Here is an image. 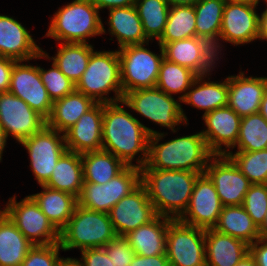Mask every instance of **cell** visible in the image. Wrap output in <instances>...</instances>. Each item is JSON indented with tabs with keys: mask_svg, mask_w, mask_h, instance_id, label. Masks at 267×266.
I'll return each mask as SVG.
<instances>
[{
	"mask_svg": "<svg viewBox=\"0 0 267 266\" xmlns=\"http://www.w3.org/2000/svg\"><path fill=\"white\" fill-rule=\"evenodd\" d=\"M125 106L123 100L103 103L102 150L112 153L126 166L142 168L148 159L149 137L159 132L146 127Z\"/></svg>",
	"mask_w": 267,
	"mask_h": 266,
	"instance_id": "cell-1",
	"label": "cell"
},
{
	"mask_svg": "<svg viewBox=\"0 0 267 266\" xmlns=\"http://www.w3.org/2000/svg\"><path fill=\"white\" fill-rule=\"evenodd\" d=\"M201 173L187 170H160L143 166L141 183L160 216L178 220L186 211L196 179Z\"/></svg>",
	"mask_w": 267,
	"mask_h": 266,
	"instance_id": "cell-2",
	"label": "cell"
},
{
	"mask_svg": "<svg viewBox=\"0 0 267 266\" xmlns=\"http://www.w3.org/2000/svg\"><path fill=\"white\" fill-rule=\"evenodd\" d=\"M166 135L164 132L150 135L145 166L152 169L187 170L203 174L213 154L209 151L201 131L159 144Z\"/></svg>",
	"mask_w": 267,
	"mask_h": 266,
	"instance_id": "cell-3",
	"label": "cell"
},
{
	"mask_svg": "<svg viewBox=\"0 0 267 266\" xmlns=\"http://www.w3.org/2000/svg\"><path fill=\"white\" fill-rule=\"evenodd\" d=\"M99 13L98 8L89 0H73L58 8L43 37H51L61 43L88 44L90 37L106 34Z\"/></svg>",
	"mask_w": 267,
	"mask_h": 266,
	"instance_id": "cell-4",
	"label": "cell"
},
{
	"mask_svg": "<svg viewBox=\"0 0 267 266\" xmlns=\"http://www.w3.org/2000/svg\"><path fill=\"white\" fill-rule=\"evenodd\" d=\"M117 237L109 213L76 205L67 225L60 231L62 251L104 247Z\"/></svg>",
	"mask_w": 267,
	"mask_h": 266,
	"instance_id": "cell-5",
	"label": "cell"
},
{
	"mask_svg": "<svg viewBox=\"0 0 267 266\" xmlns=\"http://www.w3.org/2000/svg\"><path fill=\"white\" fill-rule=\"evenodd\" d=\"M76 91L93 98L97 103L122 101L118 50L93 51L85 72L76 84ZM111 91L115 96H108Z\"/></svg>",
	"mask_w": 267,
	"mask_h": 266,
	"instance_id": "cell-6",
	"label": "cell"
},
{
	"mask_svg": "<svg viewBox=\"0 0 267 266\" xmlns=\"http://www.w3.org/2000/svg\"><path fill=\"white\" fill-rule=\"evenodd\" d=\"M122 100L133 112H137L160 127L170 129L173 133L178 131L179 124L184 123L185 126L189 124L180 104L181 100H176L157 87L126 92Z\"/></svg>",
	"mask_w": 267,
	"mask_h": 266,
	"instance_id": "cell-7",
	"label": "cell"
},
{
	"mask_svg": "<svg viewBox=\"0 0 267 266\" xmlns=\"http://www.w3.org/2000/svg\"><path fill=\"white\" fill-rule=\"evenodd\" d=\"M148 43L128 45L118 49L123 96L136 89L156 87L160 65L164 59L163 49L160 54L151 52L145 46Z\"/></svg>",
	"mask_w": 267,
	"mask_h": 266,
	"instance_id": "cell-8",
	"label": "cell"
},
{
	"mask_svg": "<svg viewBox=\"0 0 267 266\" xmlns=\"http://www.w3.org/2000/svg\"><path fill=\"white\" fill-rule=\"evenodd\" d=\"M141 184V168L126 166L106 184L84 182L77 197V205L86 209L109 213L111 208Z\"/></svg>",
	"mask_w": 267,
	"mask_h": 266,
	"instance_id": "cell-9",
	"label": "cell"
},
{
	"mask_svg": "<svg viewBox=\"0 0 267 266\" xmlns=\"http://www.w3.org/2000/svg\"><path fill=\"white\" fill-rule=\"evenodd\" d=\"M17 196L9 198L3 211L16 227L34 245H48L60 242V232L41 211L39 205L28 195L17 202Z\"/></svg>",
	"mask_w": 267,
	"mask_h": 266,
	"instance_id": "cell-10",
	"label": "cell"
},
{
	"mask_svg": "<svg viewBox=\"0 0 267 266\" xmlns=\"http://www.w3.org/2000/svg\"><path fill=\"white\" fill-rule=\"evenodd\" d=\"M19 144H22L29 154L30 167L38 184L45 185L56 163L67 151L64 133L45 125L39 132Z\"/></svg>",
	"mask_w": 267,
	"mask_h": 266,
	"instance_id": "cell-11",
	"label": "cell"
},
{
	"mask_svg": "<svg viewBox=\"0 0 267 266\" xmlns=\"http://www.w3.org/2000/svg\"><path fill=\"white\" fill-rule=\"evenodd\" d=\"M166 255L170 266H206L205 229L173 220L167 228Z\"/></svg>",
	"mask_w": 267,
	"mask_h": 266,
	"instance_id": "cell-12",
	"label": "cell"
},
{
	"mask_svg": "<svg viewBox=\"0 0 267 266\" xmlns=\"http://www.w3.org/2000/svg\"><path fill=\"white\" fill-rule=\"evenodd\" d=\"M0 125L6 136L18 143L39 132L46 119L21 98L10 92L0 93Z\"/></svg>",
	"mask_w": 267,
	"mask_h": 266,
	"instance_id": "cell-13",
	"label": "cell"
},
{
	"mask_svg": "<svg viewBox=\"0 0 267 266\" xmlns=\"http://www.w3.org/2000/svg\"><path fill=\"white\" fill-rule=\"evenodd\" d=\"M204 173L213 182L223 206L243 204L252 183L227 155H213Z\"/></svg>",
	"mask_w": 267,
	"mask_h": 266,
	"instance_id": "cell-14",
	"label": "cell"
},
{
	"mask_svg": "<svg viewBox=\"0 0 267 266\" xmlns=\"http://www.w3.org/2000/svg\"><path fill=\"white\" fill-rule=\"evenodd\" d=\"M223 205L210 178L200 174L195 181L189 205L180 222L202 229H211L219 220Z\"/></svg>",
	"mask_w": 267,
	"mask_h": 266,
	"instance_id": "cell-15",
	"label": "cell"
},
{
	"mask_svg": "<svg viewBox=\"0 0 267 266\" xmlns=\"http://www.w3.org/2000/svg\"><path fill=\"white\" fill-rule=\"evenodd\" d=\"M109 216L117 236L125 237L134 229L154 220L158 214L141 183L111 208Z\"/></svg>",
	"mask_w": 267,
	"mask_h": 266,
	"instance_id": "cell-16",
	"label": "cell"
},
{
	"mask_svg": "<svg viewBox=\"0 0 267 266\" xmlns=\"http://www.w3.org/2000/svg\"><path fill=\"white\" fill-rule=\"evenodd\" d=\"M16 61L11 72L8 92L21 98L45 119L50 116L53 101L50 98L39 73V66Z\"/></svg>",
	"mask_w": 267,
	"mask_h": 266,
	"instance_id": "cell-17",
	"label": "cell"
},
{
	"mask_svg": "<svg viewBox=\"0 0 267 266\" xmlns=\"http://www.w3.org/2000/svg\"><path fill=\"white\" fill-rule=\"evenodd\" d=\"M162 49L166 60L185 66L197 75L211 74L216 61L219 60L214 46L207 40L196 36L166 43Z\"/></svg>",
	"mask_w": 267,
	"mask_h": 266,
	"instance_id": "cell-18",
	"label": "cell"
},
{
	"mask_svg": "<svg viewBox=\"0 0 267 266\" xmlns=\"http://www.w3.org/2000/svg\"><path fill=\"white\" fill-rule=\"evenodd\" d=\"M255 6L226 1L219 35L221 41L234 46L250 44L258 39L259 14Z\"/></svg>",
	"mask_w": 267,
	"mask_h": 266,
	"instance_id": "cell-19",
	"label": "cell"
},
{
	"mask_svg": "<svg viewBox=\"0 0 267 266\" xmlns=\"http://www.w3.org/2000/svg\"><path fill=\"white\" fill-rule=\"evenodd\" d=\"M202 118L207 129L201 134L213 155H227L235 149L242 117L226 106L203 114Z\"/></svg>",
	"mask_w": 267,
	"mask_h": 266,
	"instance_id": "cell-20",
	"label": "cell"
},
{
	"mask_svg": "<svg viewBox=\"0 0 267 266\" xmlns=\"http://www.w3.org/2000/svg\"><path fill=\"white\" fill-rule=\"evenodd\" d=\"M42 48L18 20L0 14V56L29 62L41 59Z\"/></svg>",
	"mask_w": 267,
	"mask_h": 266,
	"instance_id": "cell-21",
	"label": "cell"
},
{
	"mask_svg": "<svg viewBox=\"0 0 267 266\" xmlns=\"http://www.w3.org/2000/svg\"><path fill=\"white\" fill-rule=\"evenodd\" d=\"M103 103H97L64 132L67 151L84 154L102 150Z\"/></svg>",
	"mask_w": 267,
	"mask_h": 266,
	"instance_id": "cell-22",
	"label": "cell"
},
{
	"mask_svg": "<svg viewBox=\"0 0 267 266\" xmlns=\"http://www.w3.org/2000/svg\"><path fill=\"white\" fill-rule=\"evenodd\" d=\"M267 89V77L238 75L228 76V104L240 117L259 112V107Z\"/></svg>",
	"mask_w": 267,
	"mask_h": 266,
	"instance_id": "cell-23",
	"label": "cell"
},
{
	"mask_svg": "<svg viewBox=\"0 0 267 266\" xmlns=\"http://www.w3.org/2000/svg\"><path fill=\"white\" fill-rule=\"evenodd\" d=\"M249 253V245L214 228L205 230L206 266H236Z\"/></svg>",
	"mask_w": 267,
	"mask_h": 266,
	"instance_id": "cell-24",
	"label": "cell"
},
{
	"mask_svg": "<svg viewBox=\"0 0 267 266\" xmlns=\"http://www.w3.org/2000/svg\"><path fill=\"white\" fill-rule=\"evenodd\" d=\"M174 219L158 215L125 236L136 255L145 257L166 254L167 228Z\"/></svg>",
	"mask_w": 267,
	"mask_h": 266,
	"instance_id": "cell-25",
	"label": "cell"
},
{
	"mask_svg": "<svg viewBox=\"0 0 267 266\" xmlns=\"http://www.w3.org/2000/svg\"><path fill=\"white\" fill-rule=\"evenodd\" d=\"M209 75H198L181 103L188 104L207 114L228 104V76L223 81H206Z\"/></svg>",
	"mask_w": 267,
	"mask_h": 266,
	"instance_id": "cell-26",
	"label": "cell"
},
{
	"mask_svg": "<svg viewBox=\"0 0 267 266\" xmlns=\"http://www.w3.org/2000/svg\"><path fill=\"white\" fill-rule=\"evenodd\" d=\"M108 32L118 41V49L128 45L144 44L149 40L143 31L141 19L134 6L109 9Z\"/></svg>",
	"mask_w": 267,
	"mask_h": 266,
	"instance_id": "cell-27",
	"label": "cell"
},
{
	"mask_svg": "<svg viewBox=\"0 0 267 266\" xmlns=\"http://www.w3.org/2000/svg\"><path fill=\"white\" fill-rule=\"evenodd\" d=\"M96 104L97 102L93 98L75 90L64 98L53 101L50 116L46 119V125L64 133Z\"/></svg>",
	"mask_w": 267,
	"mask_h": 266,
	"instance_id": "cell-28",
	"label": "cell"
},
{
	"mask_svg": "<svg viewBox=\"0 0 267 266\" xmlns=\"http://www.w3.org/2000/svg\"><path fill=\"white\" fill-rule=\"evenodd\" d=\"M58 46L55 56L50 57L42 50L41 58L51 59L68 79L77 84L88 66L94 47L92 44L74 42L58 43Z\"/></svg>",
	"mask_w": 267,
	"mask_h": 266,
	"instance_id": "cell-29",
	"label": "cell"
},
{
	"mask_svg": "<svg viewBox=\"0 0 267 266\" xmlns=\"http://www.w3.org/2000/svg\"><path fill=\"white\" fill-rule=\"evenodd\" d=\"M33 246L0 209V266H21Z\"/></svg>",
	"mask_w": 267,
	"mask_h": 266,
	"instance_id": "cell-30",
	"label": "cell"
},
{
	"mask_svg": "<svg viewBox=\"0 0 267 266\" xmlns=\"http://www.w3.org/2000/svg\"><path fill=\"white\" fill-rule=\"evenodd\" d=\"M43 191L30 195L48 220L60 232L68 223L77 205V197L71 193L41 185Z\"/></svg>",
	"mask_w": 267,
	"mask_h": 266,
	"instance_id": "cell-31",
	"label": "cell"
},
{
	"mask_svg": "<svg viewBox=\"0 0 267 266\" xmlns=\"http://www.w3.org/2000/svg\"><path fill=\"white\" fill-rule=\"evenodd\" d=\"M84 184L81 154L66 151L58 160L46 187L78 197Z\"/></svg>",
	"mask_w": 267,
	"mask_h": 266,
	"instance_id": "cell-32",
	"label": "cell"
},
{
	"mask_svg": "<svg viewBox=\"0 0 267 266\" xmlns=\"http://www.w3.org/2000/svg\"><path fill=\"white\" fill-rule=\"evenodd\" d=\"M227 0H196V37L207 40L219 52V35L222 25V16Z\"/></svg>",
	"mask_w": 267,
	"mask_h": 266,
	"instance_id": "cell-33",
	"label": "cell"
},
{
	"mask_svg": "<svg viewBox=\"0 0 267 266\" xmlns=\"http://www.w3.org/2000/svg\"><path fill=\"white\" fill-rule=\"evenodd\" d=\"M214 229L242 240L249 246L259 239V229L242 205L223 206Z\"/></svg>",
	"mask_w": 267,
	"mask_h": 266,
	"instance_id": "cell-34",
	"label": "cell"
},
{
	"mask_svg": "<svg viewBox=\"0 0 267 266\" xmlns=\"http://www.w3.org/2000/svg\"><path fill=\"white\" fill-rule=\"evenodd\" d=\"M84 182L106 184L126 165L112 153L99 150L81 154Z\"/></svg>",
	"mask_w": 267,
	"mask_h": 266,
	"instance_id": "cell-35",
	"label": "cell"
},
{
	"mask_svg": "<svg viewBox=\"0 0 267 266\" xmlns=\"http://www.w3.org/2000/svg\"><path fill=\"white\" fill-rule=\"evenodd\" d=\"M196 13L194 5L171 6L165 29L158 45L161 47L177 40L196 36Z\"/></svg>",
	"mask_w": 267,
	"mask_h": 266,
	"instance_id": "cell-36",
	"label": "cell"
},
{
	"mask_svg": "<svg viewBox=\"0 0 267 266\" xmlns=\"http://www.w3.org/2000/svg\"><path fill=\"white\" fill-rule=\"evenodd\" d=\"M197 76L191 69L172 63L164 58L160 65L156 87L169 96L182 93L178 97L182 101L186 96V91Z\"/></svg>",
	"mask_w": 267,
	"mask_h": 266,
	"instance_id": "cell-37",
	"label": "cell"
},
{
	"mask_svg": "<svg viewBox=\"0 0 267 266\" xmlns=\"http://www.w3.org/2000/svg\"><path fill=\"white\" fill-rule=\"evenodd\" d=\"M135 7L149 41L159 40L167 23L170 6L166 0H136Z\"/></svg>",
	"mask_w": 267,
	"mask_h": 266,
	"instance_id": "cell-38",
	"label": "cell"
},
{
	"mask_svg": "<svg viewBox=\"0 0 267 266\" xmlns=\"http://www.w3.org/2000/svg\"><path fill=\"white\" fill-rule=\"evenodd\" d=\"M236 147L251 152L267 149V121L259 112L242 117Z\"/></svg>",
	"mask_w": 267,
	"mask_h": 266,
	"instance_id": "cell-39",
	"label": "cell"
},
{
	"mask_svg": "<svg viewBox=\"0 0 267 266\" xmlns=\"http://www.w3.org/2000/svg\"><path fill=\"white\" fill-rule=\"evenodd\" d=\"M227 156L252 184H267V149L230 151Z\"/></svg>",
	"mask_w": 267,
	"mask_h": 266,
	"instance_id": "cell-40",
	"label": "cell"
},
{
	"mask_svg": "<svg viewBox=\"0 0 267 266\" xmlns=\"http://www.w3.org/2000/svg\"><path fill=\"white\" fill-rule=\"evenodd\" d=\"M52 68L44 69L39 66V73L52 101L64 98L76 90V84L68 79L52 62Z\"/></svg>",
	"mask_w": 267,
	"mask_h": 266,
	"instance_id": "cell-41",
	"label": "cell"
},
{
	"mask_svg": "<svg viewBox=\"0 0 267 266\" xmlns=\"http://www.w3.org/2000/svg\"><path fill=\"white\" fill-rule=\"evenodd\" d=\"M242 206L259 229L267 213V184H252Z\"/></svg>",
	"mask_w": 267,
	"mask_h": 266,
	"instance_id": "cell-42",
	"label": "cell"
},
{
	"mask_svg": "<svg viewBox=\"0 0 267 266\" xmlns=\"http://www.w3.org/2000/svg\"><path fill=\"white\" fill-rule=\"evenodd\" d=\"M60 243L34 245L21 266H59L66 258L59 257Z\"/></svg>",
	"mask_w": 267,
	"mask_h": 266,
	"instance_id": "cell-43",
	"label": "cell"
},
{
	"mask_svg": "<svg viewBox=\"0 0 267 266\" xmlns=\"http://www.w3.org/2000/svg\"><path fill=\"white\" fill-rule=\"evenodd\" d=\"M115 266H130L135 252L125 237L117 236L103 247Z\"/></svg>",
	"mask_w": 267,
	"mask_h": 266,
	"instance_id": "cell-44",
	"label": "cell"
},
{
	"mask_svg": "<svg viewBox=\"0 0 267 266\" xmlns=\"http://www.w3.org/2000/svg\"><path fill=\"white\" fill-rule=\"evenodd\" d=\"M81 258H73L79 266H115L103 247L81 250Z\"/></svg>",
	"mask_w": 267,
	"mask_h": 266,
	"instance_id": "cell-45",
	"label": "cell"
},
{
	"mask_svg": "<svg viewBox=\"0 0 267 266\" xmlns=\"http://www.w3.org/2000/svg\"><path fill=\"white\" fill-rule=\"evenodd\" d=\"M16 60L0 56V93L8 92L11 72Z\"/></svg>",
	"mask_w": 267,
	"mask_h": 266,
	"instance_id": "cell-46",
	"label": "cell"
},
{
	"mask_svg": "<svg viewBox=\"0 0 267 266\" xmlns=\"http://www.w3.org/2000/svg\"><path fill=\"white\" fill-rule=\"evenodd\" d=\"M130 266H170V264L166 254L149 257L135 254Z\"/></svg>",
	"mask_w": 267,
	"mask_h": 266,
	"instance_id": "cell-47",
	"label": "cell"
},
{
	"mask_svg": "<svg viewBox=\"0 0 267 266\" xmlns=\"http://www.w3.org/2000/svg\"><path fill=\"white\" fill-rule=\"evenodd\" d=\"M249 252L254 257L257 266H267V240L257 239L249 246Z\"/></svg>",
	"mask_w": 267,
	"mask_h": 266,
	"instance_id": "cell-48",
	"label": "cell"
},
{
	"mask_svg": "<svg viewBox=\"0 0 267 266\" xmlns=\"http://www.w3.org/2000/svg\"><path fill=\"white\" fill-rule=\"evenodd\" d=\"M93 3L98 10L101 9H112L119 7H131L135 5L136 0H89Z\"/></svg>",
	"mask_w": 267,
	"mask_h": 266,
	"instance_id": "cell-49",
	"label": "cell"
},
{
	"mask_svg": "<svg viewBox=\"0 0 267 266\" xmlns=\"http://www.w3.org/2000/svg\"><path fill=\"white\" fill-rule=\"evenodd\" d=\"M258 40L267 41V8L259 15Z\"/></svg>",
	"mask_w": 267,
	"mask_h": 266,
	"instance_id": "cell-50",
	"label": "cell"
},
{
	"mask_svg": "<svg viewBox=\"0 0 267 266\" xmlns=\"http://www.w3.org/2000/svg\"><path fill=\"white\" fill-rule=\"evenodd\" d=\"M236 266H257L254 257L250 254H246Z\"/></svg>",
	"mask_w": 267,
	"mask_h": 266,
	"instance_id": "cell-51",
	"label": "cell"
},
{
	"mask_svg": "<svg viewBox=\"0 0 267 266\" xmlns=\"http://www.w3.org/2000/svg\"><path fill=\"white\" fill-rule=\"evenodd\" d=\"M7 136L6 133L4 132L2 126L0 125V162H2V155H3V151L5 149L6 146V142H7Z\"/></svg>",
	"mask_w": 267,
	"mask_h": 266,
	"instance_id": "cell-52",
	"label": "cell"
},
{
	"mask_svg": "<svg viewBox=\"0 0 267 266\" xmlns=\"http://www.w3.org/2000/svg\"><path fill=\"white\" fill-rule=\"evenodd\" d=\"M259 113L267 121V89L264 93V97L262 98V101L259 107Z\"/></svg>",
	"mask_w": 267,
	"mask_h": 266,
	"instance_id": "cell-53",
	"label": "cell"
},
{
	"mask_svg": "<svg viewBox=\"0 0 267 266\" xmlns=\"http://www.w3.org/2000/svg\"><path fill=\"white\" fill-rule=\"evenodd\" d=\"M168 5L171 6H182V5H193L196 0H166Z\"/></svg>",
	"mask_w": 267,
	"mask_h": 266,
	"instance_id": "cell-54",
	"label": "cell"
},
{
	"mask_svg": "<svg viewBox=\"0 0 267 266\" xmlns=\"http://www.w3.org/2000/svg\"><path fill=\"white\" fill-rule=\"evenodd\" d=\"M259 238L267 240V213L262 226L259 228Z\"/></svg>",
	"mask_w": 267,
	"mask_h": 266,
	"instance_id": "cell-55",
	"label": "cell"
},
{
	"mask_svg": "<svg viewBox=\"0 0 267 266\" xmlns=\"http://www.w3.org/2000/svg\"><path fill=\"white\" fill-rule=\"evenodd\" d=\"M227 1L233 2V3L248 4V5H252L255 7H257L260 2V0H227Z\"/></svg>",
	"mask_w": 267,
	"mask_h": 266,
	"instance_id": "cell-56",
	"label": "cell"
},
{
	"mask_svg": "<svg viewBox=\"0 0 267 266\" xmlns=\"http://www.w3.org/2000/svg\"><path fill=\"white\" fill-rule=\"evenodd\" d=\"M59 266H79L73 257H67Z\"/></svg>",
	"mask_w": 267,
	"mask_h": 266,
	"instance_id": "cell-57",
	"label": "cell"
}]
</instances>
